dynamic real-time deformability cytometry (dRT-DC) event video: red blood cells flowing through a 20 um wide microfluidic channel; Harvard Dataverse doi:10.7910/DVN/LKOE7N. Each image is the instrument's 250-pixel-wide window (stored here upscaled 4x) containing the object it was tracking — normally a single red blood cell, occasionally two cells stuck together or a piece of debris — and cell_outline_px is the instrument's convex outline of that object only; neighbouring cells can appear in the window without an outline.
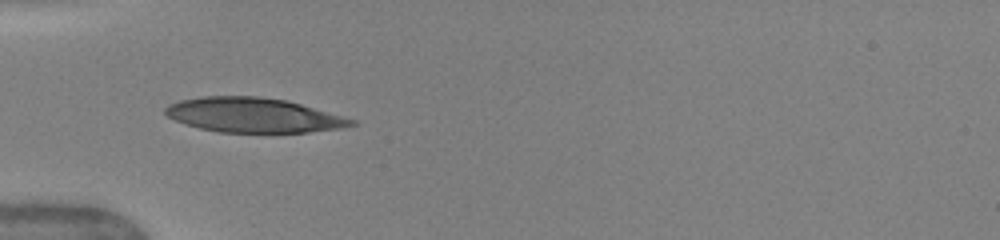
{"species": "human", "species_latin": "Homo sapiens", "temperature_condition": "warm", "stored_images_in_passage": 37, "camera_frame_rate_fps": 3000, "um_per_image_px": 0.085, "donor": {"sex": "female"}, "frame": {"image": 1, "passage_image": 1, "time_ms": 0.0, "image_size_px": [1000, 240], "cell_outline_px": [[356, 124], [340, 128], [308, 132], [220, 132], [200, 128], [176, 120], [168, 116], [164, 112], [164, 108], [168, 104], [180, 100], [200, 96], [260, 96], [288, 100], [356, 120]], "centroid_in_image_um": [21.53, 9.77], "position_along_channel_um": 63.5, "area_um2": 37.4}}